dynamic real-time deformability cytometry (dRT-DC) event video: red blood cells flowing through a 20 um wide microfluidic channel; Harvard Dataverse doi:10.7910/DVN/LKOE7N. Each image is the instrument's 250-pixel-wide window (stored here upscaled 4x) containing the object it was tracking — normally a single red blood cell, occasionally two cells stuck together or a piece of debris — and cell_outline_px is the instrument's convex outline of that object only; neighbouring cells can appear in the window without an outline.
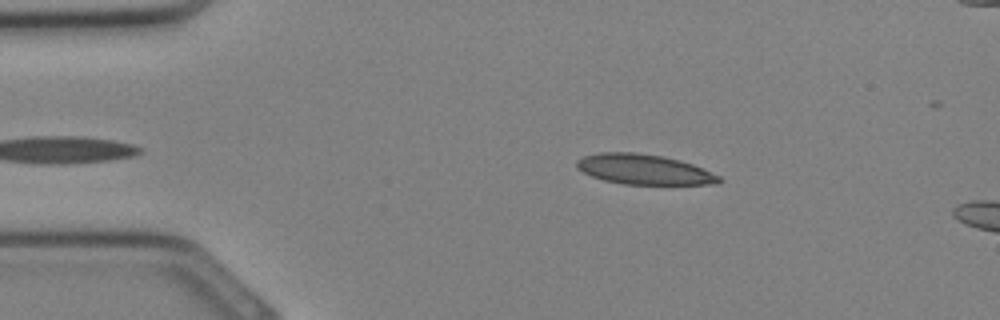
{"species": "Egyptian fruit bat (a non-hibernating species)", "species_latin": "Rousettus aegyptiacus", "temperature_condition": "cold", "stored_images_in_passage": 7, "camera_frame_rate_fps": 3000, "um_per_image_px": 0.085, "animal": {"sex": "female"}, "frame": {"image": 1, "passage_image": 4, "time_ms": 1.0, "image_size_px": [1000, 320], "cell_outline_px": [[724, 180], [720, 184], [624, 184], [604, 180], [592, 176], [576, 168], [576, 160], [584, 156], [600, 152], [636, 152], [664, 156], [680, 160], [692, 164], [720, 176]], "centroid_in_image_um": [54.75, 14.39], "position_along_channel_um": 30.3, "area_um2": 25.03}}